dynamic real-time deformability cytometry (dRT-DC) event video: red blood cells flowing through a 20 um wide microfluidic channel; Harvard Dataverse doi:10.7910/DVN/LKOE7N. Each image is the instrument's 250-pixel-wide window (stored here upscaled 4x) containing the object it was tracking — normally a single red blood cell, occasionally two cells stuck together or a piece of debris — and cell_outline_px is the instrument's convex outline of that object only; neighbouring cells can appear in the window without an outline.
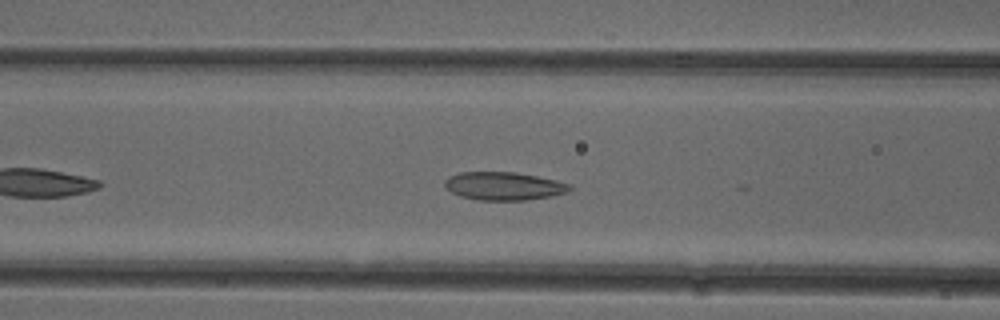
{"species": "common noctule bat (a hibernating species)", "species_latin": "Nyctalus noctula", "temperature_condition": "cold", "stored_images_in_passage": 13, "camera_frame_rate_fps": 3000, "um_per_image_px": 0.085, "animal": {"sex": "female"}, "frame": {"image": 1, "passage_image": 10, "time_ms": 3.0, "image_size_px": [1000, 320], "cell_outline_px": [[572, 188], [568, 192], [552, 196], [524, 200], [476, 200], [460, 196], [444, 188], [444, 180], [448, 176], [460, 172], [516, 172], [556, 180], [572, 184]], "centroid_in_image_um": [42.81, 15.81], "position_along_channel_um": 123.8, "area_um2": 20.69}}